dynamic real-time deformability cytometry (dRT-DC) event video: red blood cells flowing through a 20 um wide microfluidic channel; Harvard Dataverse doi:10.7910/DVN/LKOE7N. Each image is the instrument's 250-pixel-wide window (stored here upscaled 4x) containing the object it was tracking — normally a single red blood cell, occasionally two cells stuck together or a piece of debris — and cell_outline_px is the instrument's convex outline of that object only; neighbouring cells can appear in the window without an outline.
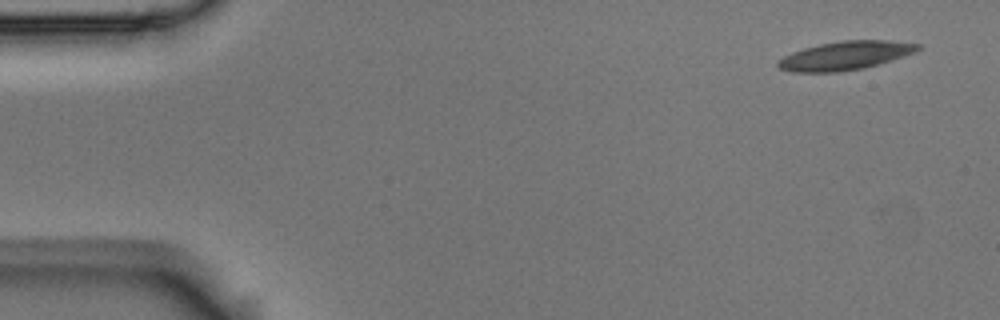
{"species": "Egyptian fruit bat (a non-hibernating species)", "species_latin": "Rousettus aegyptiacus", "temperature_condition": "room temperature", "stored_images_in_passage": 7, "camera_frame_rate_fps": 3000, "um_per_image_px": 0.085, "animal": {"sex": "male"}, "frame": {"image": 1, "passage_image": 1, "time_ms": 0.0, "image_size_px": [1000, 320], "cell_outline_px": [[920, 48], [916, 52], [880, 64], [864, 68], [840, 72], [792, 72], [780, 68], [776, 64], [776, 60], [792, 52], [804, 48], [820, 44], [840, 40], [888, 40], [920, 44]], "centroid_in_image_um": [71.84, 4.73], "position_along_channel_um": 13.2, "area_um2": 23.47}}
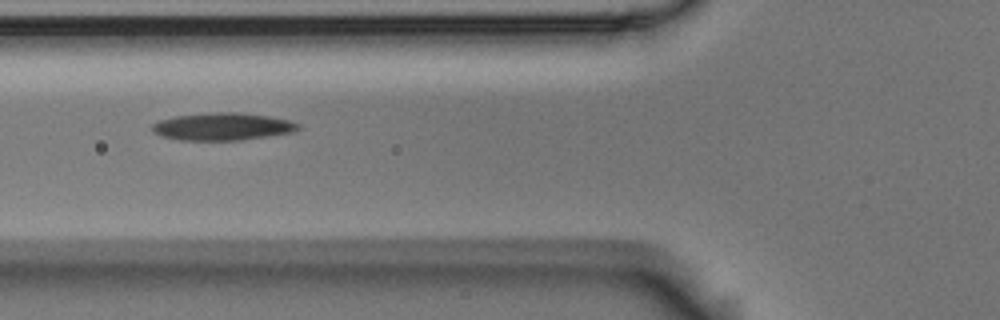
{"frame": {"image": 2, "passage_image": 6, "time_ms": 1.667, "image_size_px": [1000, 320], "cell_outline_px": [[300, 128], [296, 132], [240, 140], [180, 140], [160, 136], [152, 128], [152, 124], [160, 120], [176, 116], [212, 112], [240, 112], [268, 116], [288, 120], [300, 124]], "centroid_in_image_um": [18.95, 10.76], "position_along_channel_um": 106.9, "area_um2": 23.35}}
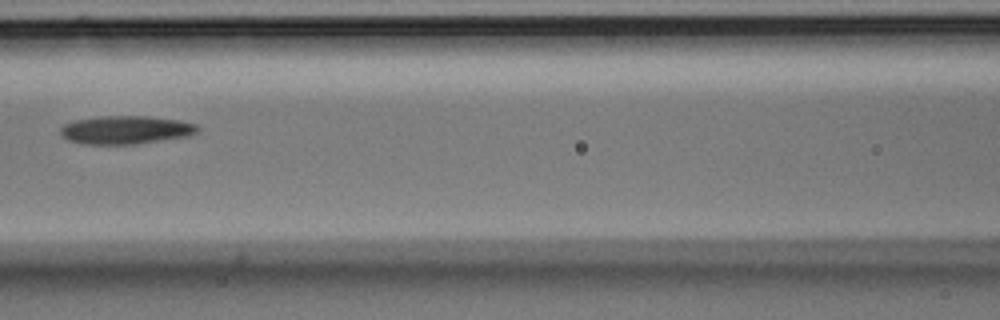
{"frame": {"image": 3, "passage_image": 7, "time_ms": 2.0, "image_size_px": [1000, 320], "cell_outline_px": [[200, 128], [196, 132], [188, 136], [136, 144], [84, 144], [68, 140], [60, 132], [60, 128], [64, 124], [76, 120], [96, 116], [148, 116], [180, 120], [196, 124]], "centroid_in_image_um": [10.69, 11.03], "position_along_channel_um": 155.9, "area_um2": 22.6}}